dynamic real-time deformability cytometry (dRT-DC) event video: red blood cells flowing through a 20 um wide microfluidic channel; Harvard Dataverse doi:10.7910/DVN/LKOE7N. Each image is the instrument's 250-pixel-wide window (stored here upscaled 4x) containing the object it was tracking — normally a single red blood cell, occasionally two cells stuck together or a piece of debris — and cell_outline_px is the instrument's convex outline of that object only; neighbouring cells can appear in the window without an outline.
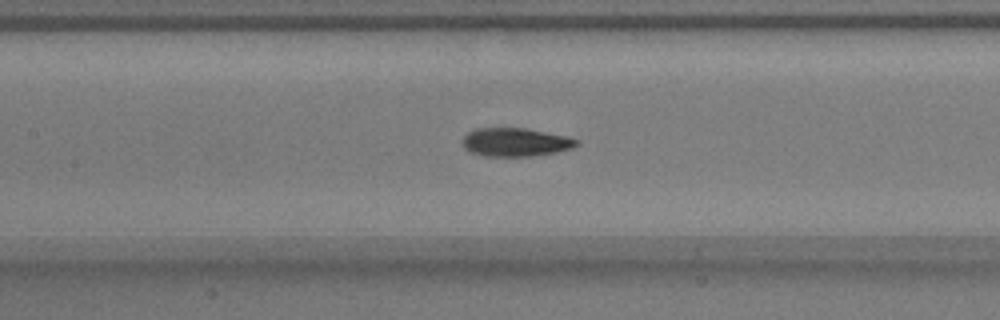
{"species": "common noctule bat (a hibernating species)", "species_latin": "Nyctalus noctula", "temperature_condition": "warm", "stored_images_in_passage": 45, "camera_frame_rate_fps": 3000, "um_per_image_px": 0.085, "animal": {"sex": "male", "body_mass_g": 17.9}, "frame": {"image": 1, "passage_image": 16, "time_ms": 5.0, "image_size_px": [1000, 320], "cell_outline_px": [[580, 144], [572, 148], [556, 152], [532, 156], [484, 156], [468, 152], [464, 148], [464, 136], [468, 132], [476, 128], [524, 128], [564, 136], [580, 140]], "centroid_in_image_um": [43.81, 12.09], "position_along_channel_um": 163.6, "area_um2": 18.84}}
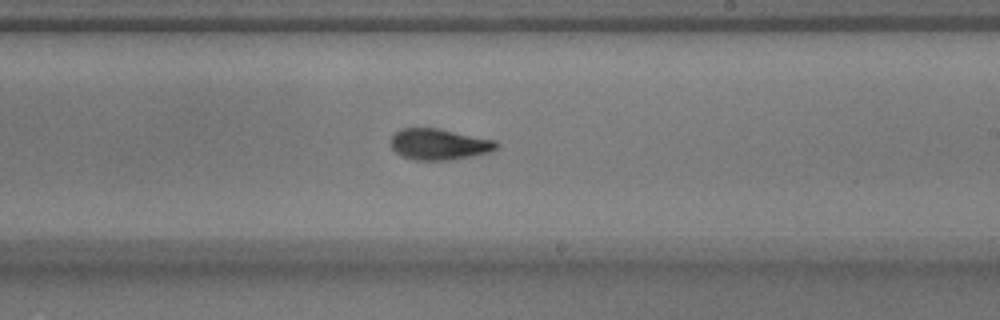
{"frame": {"image": 2, "passage_image": 23, "time_ms": 7.333, "image_size_px": [1000, 320], "cell_outline_px": [[500, 144], [492, 152], [452, 160], [416, 160], [404, 156], [396, 152], [392, 148], [392, 136], [400, 128], [440, 128], [496, 140]], "centroid_in_image_um": [37.38, 12.26], "position_along_channel_um": 251.6, "area_um2": 19.25}}
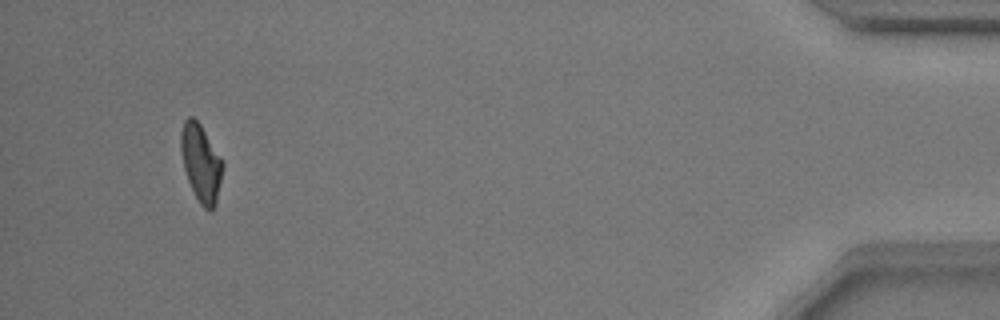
{"frame": {"image": 3, "passage_image": 42, "time_ms": 13.667, "image_size_px": [1000, 320], "cell_outline_px": [[224, 164], [216, 204], [208, 212], [200, 204], [188, 180], [184, 168], [180, 148], [180, 132], [184, 120], [188, 116], [192, 116], [200, 124], [224, 160]], "centroid_in_image_um": [17.09, 13.82], "position_along_channel_um": 418.1, "area_um2": 18.96}, "authors_computed_cell_mechanics": {"area_um2": 18.9006, "velocity_mm_per_s": 3.7931, "shape_relaxation_time_tau1_ms": 4.0019, "shape_relaxation_time_tau2_ms": 2.384, "deformation_change_tau1": 0.1729, "deformation_change_tau2": 0.0866}}